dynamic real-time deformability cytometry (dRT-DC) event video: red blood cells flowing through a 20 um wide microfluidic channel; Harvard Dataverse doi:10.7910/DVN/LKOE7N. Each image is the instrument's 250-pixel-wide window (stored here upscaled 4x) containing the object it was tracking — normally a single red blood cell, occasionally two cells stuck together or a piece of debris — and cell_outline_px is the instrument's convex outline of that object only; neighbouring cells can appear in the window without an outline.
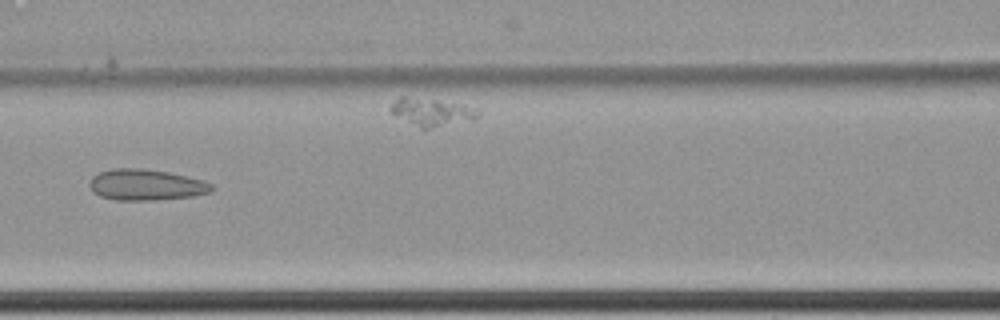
{"species": "common noctule bat (a hibernating species)", "species_latin": "Nyctalus noctula", "temperature_condition": "cold", "stored_images_in_passage": 8, "segment_of_instrument_passage": [1, 2], "camera_frame_rate_fps": 3000, "um_per_image_px": 0.085, "animal": {"sex": "female", "body_mass_g": 22.7, "forearm_length_mm": 54.2}, "frame": {"image": 1, "passage_image": 4, "time_ms": 1.0, "image_size_px": [1000, 320], "cell_outline_px": [[216, 188], [212, 192], [192, 196], [156, 200], [116, 200], [100, 196], [92, 192], [88, 184], [92, 176], [100, 172], [112, 168], [140, 168], [168, 172], [204, 180], [212, 184]], "centroid_in_image_um": [12.41, 15.71], "position_along_channel_um": 154.2, "area_um2": 22.31}}
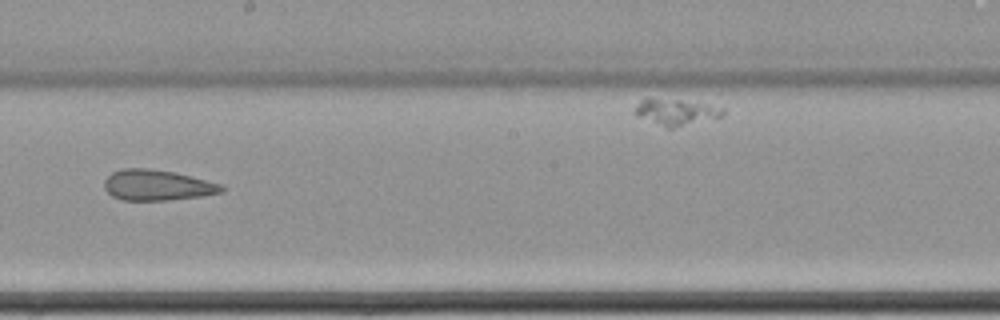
{"frame": {"image": 2, "passage_image": 6, "time_ms": 1.667, "image_size_px": [1000, 320], "cell_outline_px": [[224, 192], [204, 196], [168, 200], [124, 200], [112, 196], [104, 188], [104, 180], [112, 172], [124, 168], [148, 168], [172, 172], [220, 184], [224, 188]], "centroid_in_image_um": [13.34, 15.75], "position_along_channel_um": 234.9, "area_um2": 20.75}}
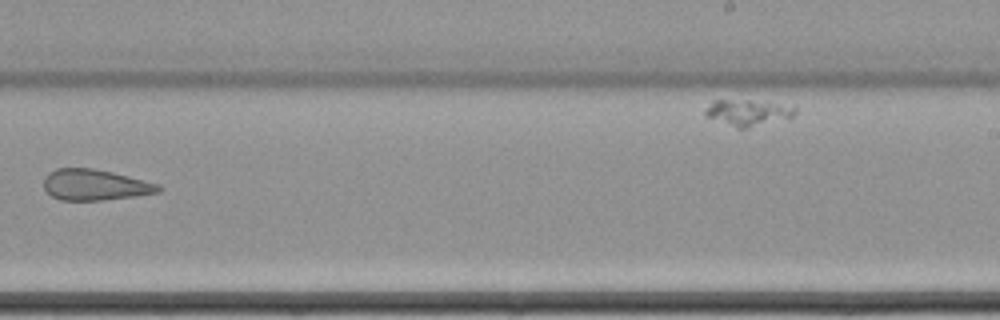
{"frame": {"image": 3, "passage_image": 7, "time_ms": 2.0, "image_size_px": [1000, 320], "cell_outline_px": [[164, 188], [160, 192], [136, 196], [100, 200], [60, 200], [52, 196], [44, 188], [44, 176], [48, 172], [56, 168], [92, 168], [112, 172], [160, 184]], "centroid_in_image_um": [8.08, 15.71], "position_along_channel_um": 280.9, "area_um2": 20.75}}